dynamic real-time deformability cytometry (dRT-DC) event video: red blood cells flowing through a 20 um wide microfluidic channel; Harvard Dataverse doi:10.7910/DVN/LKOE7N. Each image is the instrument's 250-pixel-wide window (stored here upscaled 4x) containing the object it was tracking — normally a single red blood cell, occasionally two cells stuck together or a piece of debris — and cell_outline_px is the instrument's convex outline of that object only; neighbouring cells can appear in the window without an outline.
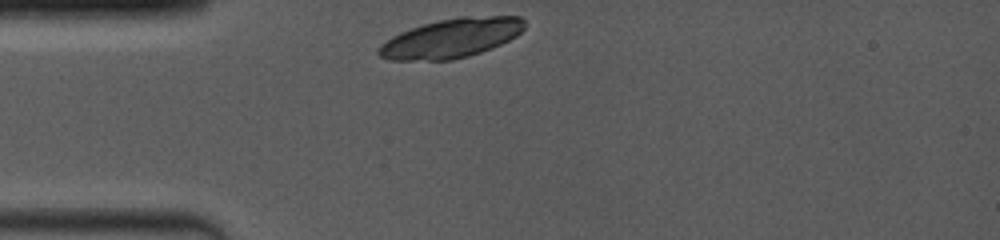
{"species": "common noctule bat (a hibernating species)", "species_latin": "Nyctalus noctula", "temperature_condition": "room temperature", "stored_images_in_passage": 2, "camera_frame_rate_fps": 4000, "um_per_image_px": 0.085, "animal": {"sex": "female", "body_mass_g": 19.0, "forearm_length_mm": 53.3}, "frame": {"image": 1, "passage_image": 1, "time_ms": 0.0, "image_size_px": [1000, 240], "cell_outline_px": [[524, 28], [516, 36], [492, 48], [468, 56], [452, 60], [392, 60], [380, 56], [376, 52], [380, 44], [392, 36], [400, 32], [424, 24], [440, 20], [460, 16], [520, 16], [524, 20]], "centroid_in_image_um": [38.35, 3.24], "position_along_channel_um": 46.7, "area_um2": 33.18}}